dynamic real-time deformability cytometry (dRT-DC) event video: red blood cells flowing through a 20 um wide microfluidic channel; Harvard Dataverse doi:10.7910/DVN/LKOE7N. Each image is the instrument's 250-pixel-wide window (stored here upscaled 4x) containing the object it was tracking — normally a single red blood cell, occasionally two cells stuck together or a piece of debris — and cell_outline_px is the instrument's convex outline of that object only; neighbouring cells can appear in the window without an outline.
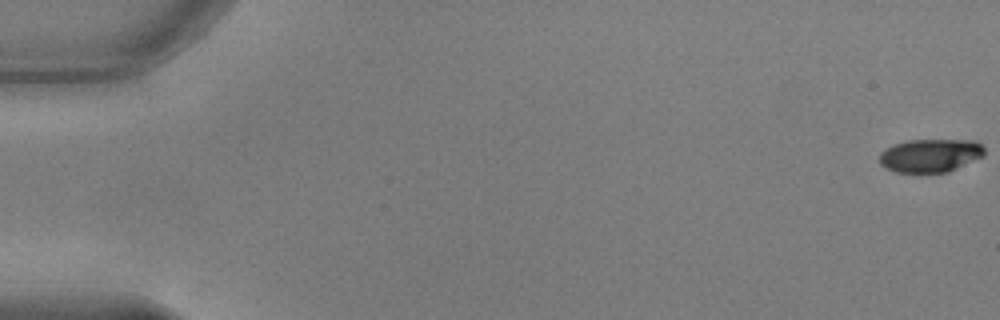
{"species": "common noctule bat (a hibernating species)", "species_latin": "Nyctalus noctula", "temperature_condition": "warm", "stored_images_in_passage": 54, "camera_frame_rate_fps": 3000, "um_per_image_px": 0.085, "animal": {"sex": "male", "body_mass_g": 17.9, "forearm_length_mm": 54.2}, "frame": {"image": 1, "passage_image": 1, "time_ms": 0.0, "image_size_px": [1000, 320], "cell_outline_px": [[984, 156], [948, 172], [896, 172], [880, 164], [880, 152], [896, 144], [908, 140], [976, 140], [984, 148]], "centroid_in_image_um": [79.11, 13.21], "position_along_channel_um": 5.9, "area_um2": 20.17}}
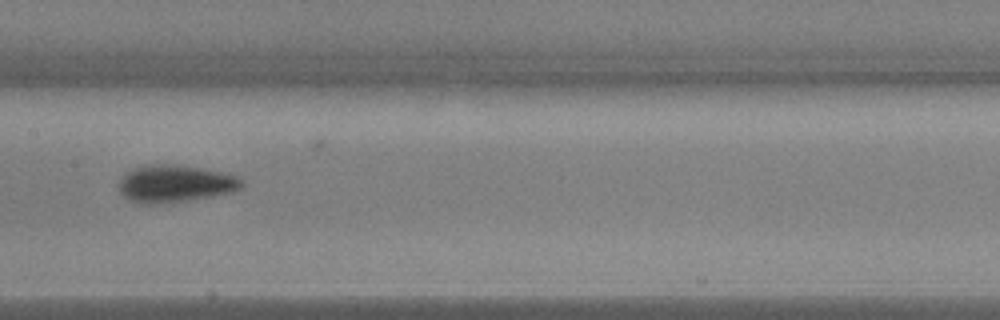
{"frame": {"image": 2, "passage_image": 28, "time_ms": 9.0, "image_size_px": [1000, 320], "cell_outline_px": [[244, 188], [232, 192], [208, 196], [156, 204], [140, 204], [128, 200], [120, 192], [120, 180], [132, 168], [144, 164], [176, 164], [200, 168], [220, 172], [236, 176], [244, 180]], "centroid_in_image_um": [14.88, 15.6], "position_along_channel_um": 192.5, "area_um2": 26.53}}
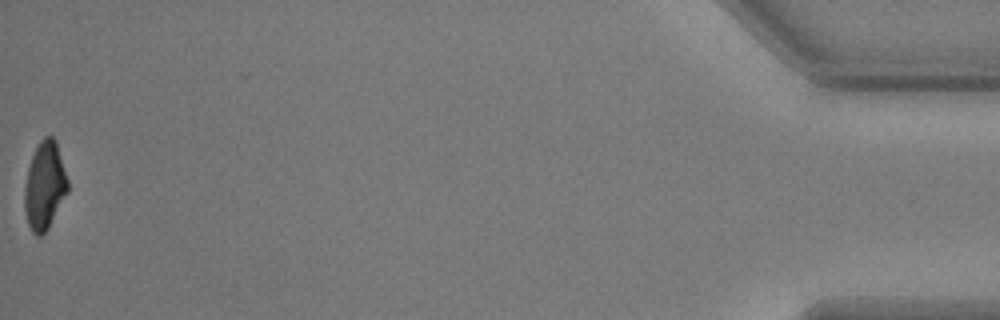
{"frame": {"image": 3, "passage_image": 54, "time_ms": 17.667, "image_size_px": [1000, 320], "cell_outline_px": [[68, 192], [48, 228], [40, 236], [36, 236], [32, 232], [28, 224], [24, 208], [24, 188], [28, 168], [32, 156], [40, 140], [44, 136], [52, 136], [56, 140], [68, 180]], "centroid_in_image_um": [3.79, 15.78], "position_along_channel_um": 431.4, "area_um2": 22.08}, "authors_computed_cell_mechanics": {"area_um2": 23.6113, "velocity_mm_per_s": 3.8395, "shape_relaxation_time_tau1_ms": 2.5803, "shape_relaxation_time_tau2_ms": 2.0901, "deformation_change_tau1": 0.1563, "deformation_change_tau2": 0.051}}